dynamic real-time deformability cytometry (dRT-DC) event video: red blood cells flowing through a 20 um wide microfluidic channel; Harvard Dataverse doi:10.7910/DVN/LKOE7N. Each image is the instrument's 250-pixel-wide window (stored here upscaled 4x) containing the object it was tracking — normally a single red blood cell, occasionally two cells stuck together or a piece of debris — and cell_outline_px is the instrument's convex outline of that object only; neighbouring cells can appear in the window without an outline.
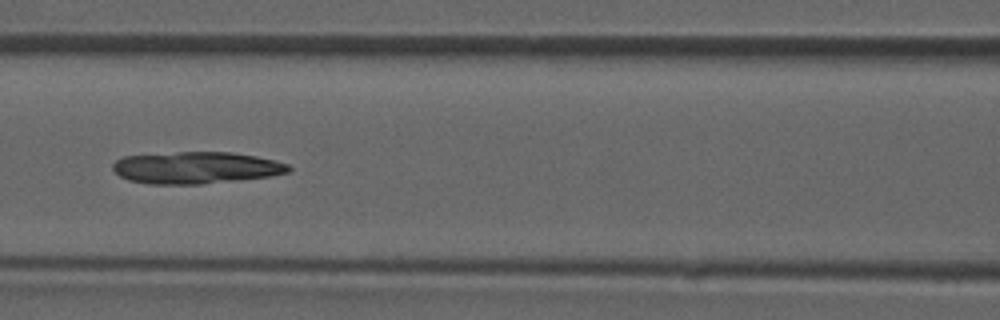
{"species": "common noctule bat (a hibernating species)", "species_latin": "Nyctalus noctula", "temperature_condition": "room temperature", "stored_images_in_passage": 47, "camera_frame_rate_fps": 3000, "um_per_image_px": 0.085, "animal": {"sex": "male", "forearm_length_mm": 52.5}, "frame": {"image": 1, "passage_image": 21, "time_ms": 6.667, "image_size_px": [1000, 320], "cell_outline_px": [[292, 168], [288, 172], [272, 176], [200, 184], [148, 184], [128, 180], [120, 176], [112, 168], [112, 164], [116, 160], [124, 156], [176, 152], [232, 152], [256, 156], [276, 160], [288, 164]], "centroid_in_image_um": [16.67, 14.25], "position_along_channel_um": 149.9, "area_um2": 32.77}}